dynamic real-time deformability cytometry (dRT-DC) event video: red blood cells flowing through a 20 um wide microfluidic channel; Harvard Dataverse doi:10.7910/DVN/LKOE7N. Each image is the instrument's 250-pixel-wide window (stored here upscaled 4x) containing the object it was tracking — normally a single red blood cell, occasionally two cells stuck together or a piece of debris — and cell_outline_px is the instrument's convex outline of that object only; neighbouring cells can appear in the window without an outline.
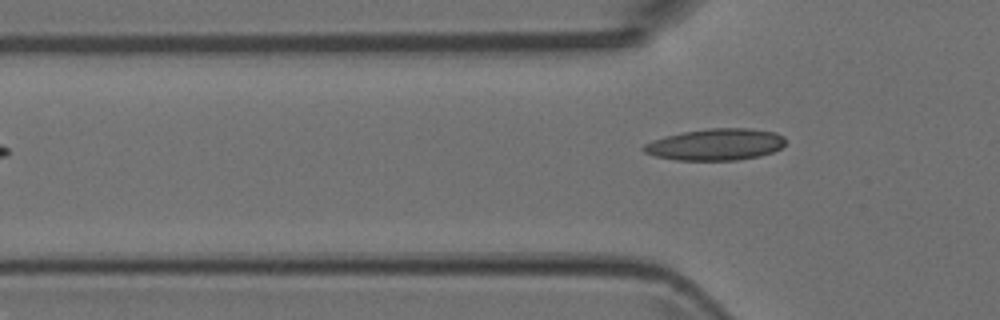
{"species": "Egyptian fruit bat (a non-hibernating species)", "species_latin": "Rousettus aegyptiacus", "temperature_condition": "room temperature", "stored_images_in_passage": 5, "camera_frame_rate_fps": 3000, "um_per_image_px": 0.085, "animal": {"sex": "female"}, "frame": {"image": 1, "passage_image": 5, "time_ms": 1.333, "image_size_px": [1000, 320], "cell_outline_px": [[784, 144], [780, 148], [772, 152], [760, 156], [736, 160], [676, 160], [656, 156], [644, 152], [640, 148], [644, 144], [652, 140], [664, 136], [684, 132], [708, 128], [748, 128], [776, 132], [784, 136]], "centroid_in_image_um": [60.81, 12.28], "position_along_channel_um": 65.0, "area_um2": 26.18}}